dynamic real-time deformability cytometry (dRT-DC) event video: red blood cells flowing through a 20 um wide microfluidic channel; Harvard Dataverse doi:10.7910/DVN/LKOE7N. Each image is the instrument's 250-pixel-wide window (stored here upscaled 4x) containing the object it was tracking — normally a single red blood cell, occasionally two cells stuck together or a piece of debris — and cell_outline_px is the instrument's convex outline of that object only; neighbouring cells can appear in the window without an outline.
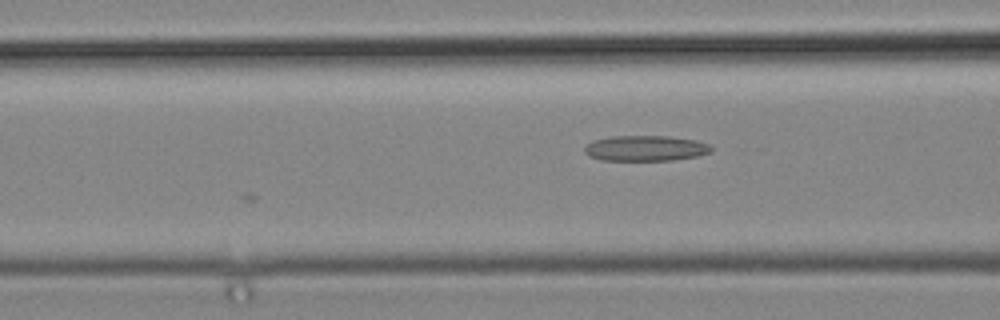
{"species": "common noctule bat (a hibernating species)", "species_latin": "Nyctalus noctula", "temperature_condition": "cold", "stored_images_in_passage": 5, "camera_frame_rate_fps": 3000, "um_per_image_px": 0.085, "animal": {"sex": "male", "body_mass_g": 19.2, "forearm_length_mm": 51.8}, "frame": {"image": 1, "passage_image": 5, "time_ms": 1.333, "image_size_px": [1000, 320], "cell_outline_px": [[712, 152], [696, 156], [672, 160], [600, 160], [588, 156], [584, 152], [584, 148], [592, 140], [608, 136], [668, 136], [696, 140], [708, 144], [712, 148]], "centroid_in_image_um": [54.83, 12.6], "position_along_channel_um": 111.8, "area_um2": 18.9}}